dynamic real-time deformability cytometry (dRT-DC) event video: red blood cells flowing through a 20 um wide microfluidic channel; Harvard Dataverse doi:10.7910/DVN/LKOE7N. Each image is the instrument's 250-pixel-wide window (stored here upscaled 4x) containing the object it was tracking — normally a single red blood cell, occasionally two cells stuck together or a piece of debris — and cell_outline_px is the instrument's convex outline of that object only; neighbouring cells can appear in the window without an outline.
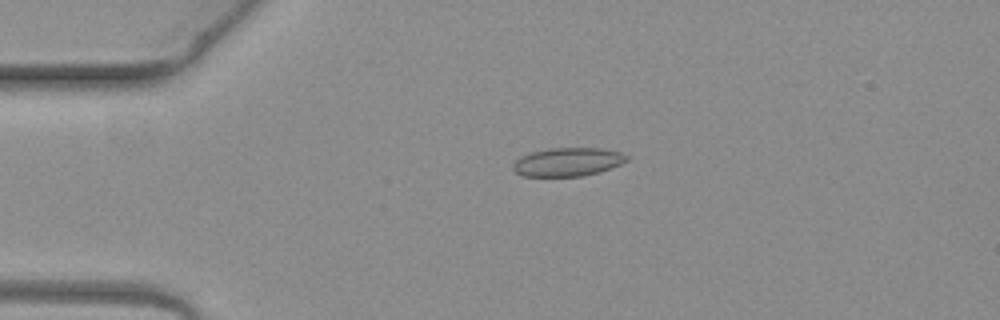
{"species": "common noctule bat (a hibernating species)", "species_latin": "Nyctalus noctula", "temperature_condition": "warm", "stored_images_in_passage": 6, "camera_frame_rate_fps": 3000, "um_per_image_px": 0.085, "animal": {"sex": "female", "body_mass_g": 19.3, "forearm_length_mm": 54.1}, "frame": {"image": 1, "passage_image": 4, "time_ms": 1.0, "image_size_px": [1000, 320], "cell_outline_px": [[628, 160], [620, 164], [600, 172], [580, 176], [524, 176], [516, 172], [512, 168], [512, 164], [520, 156], [532, 152], [552, 148], [600, 148], [620, 152], [628, 156]], "centroid_in_image_um": [48.25, 13.76], "position_along_channel_um": 36.8, "area_um2": 18.79}}